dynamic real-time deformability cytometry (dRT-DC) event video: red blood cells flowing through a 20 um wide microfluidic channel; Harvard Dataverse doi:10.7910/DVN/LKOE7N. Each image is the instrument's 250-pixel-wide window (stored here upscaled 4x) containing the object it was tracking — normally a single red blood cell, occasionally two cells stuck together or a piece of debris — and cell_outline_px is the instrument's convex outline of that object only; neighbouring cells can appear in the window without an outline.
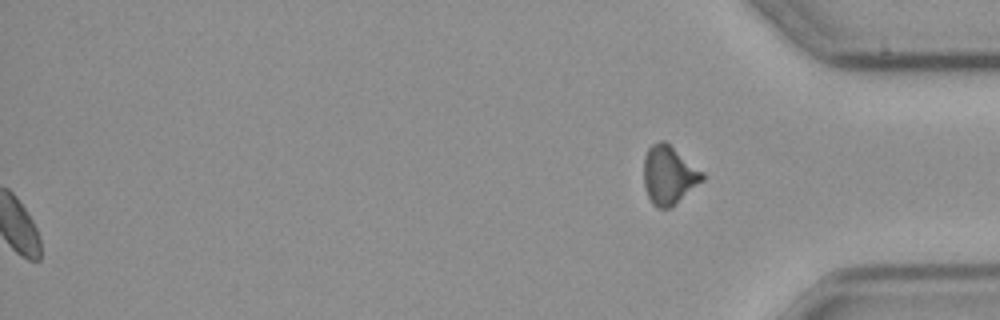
{"species": "common noctule bat (a hibernating species)", "species_latin": "Nyctalus noctula", "temperature_condition": "cold", "stored_images_in_passage": 58, "segment_of_instrument_passage": [2, 2], "camera_frame_rate_fps": 3000, "um_per_image_px": 0.085, "animal": {"sex": "male", "body_mass_g": 23.1, "forearm_length_mm": 52.7}, "frame": {"image": 1, "passage_image": 58, "time_ms": 19.0, "image_size_px": [1000, 320], "cell_outline_px": [[704, 180], [672, 208], [656, 208], [652, 204], [644, 188], [644, 156], [648, 148], [652, 144], [660, 140], [664, 140], [704, 172]], "centroid_in_image_um": [56.85, 14.9], "position_along_channel_um": 378.3, "area_um2": 20.23}}